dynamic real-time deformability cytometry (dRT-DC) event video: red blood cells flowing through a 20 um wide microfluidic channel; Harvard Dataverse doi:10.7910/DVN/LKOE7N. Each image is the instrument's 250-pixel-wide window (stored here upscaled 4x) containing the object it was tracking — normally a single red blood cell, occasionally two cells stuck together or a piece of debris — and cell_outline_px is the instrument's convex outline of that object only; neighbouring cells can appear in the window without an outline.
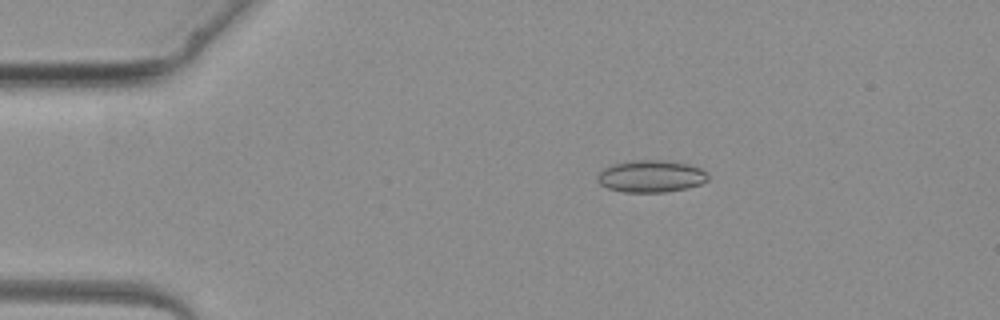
{"species": "common noctule bat (a hibernating species)", "species_latin": "Nyctalus noctula", "temperature_condition": "warm", "stored_images_in_passage": 4, "camera_frame_rate_fps": 3000, "um_per_image_px": 0.085, "animal": {"sex": "female", "body_mass_g": 19.3, "forearm_length_mm": 54.1}, "frame": {"image": 1, "passage_image": 3, "time_ms": 2.333, "image_size_px": [1000, 320], "cell_outline_px": [[708, 180], [700, 184], [688, 188], [664, 192], [624, 192], [608, 188], [600, 184], [596, 180], [596, 176], [604, 168], [612, 164], [632, 160], [664, 160], [688, 164], [700, 168], [708, 176]], "centroid_in_image_um": [55.31, 14.98], "position_along_channel_um": 29.7, "area_um2": 20.69}}